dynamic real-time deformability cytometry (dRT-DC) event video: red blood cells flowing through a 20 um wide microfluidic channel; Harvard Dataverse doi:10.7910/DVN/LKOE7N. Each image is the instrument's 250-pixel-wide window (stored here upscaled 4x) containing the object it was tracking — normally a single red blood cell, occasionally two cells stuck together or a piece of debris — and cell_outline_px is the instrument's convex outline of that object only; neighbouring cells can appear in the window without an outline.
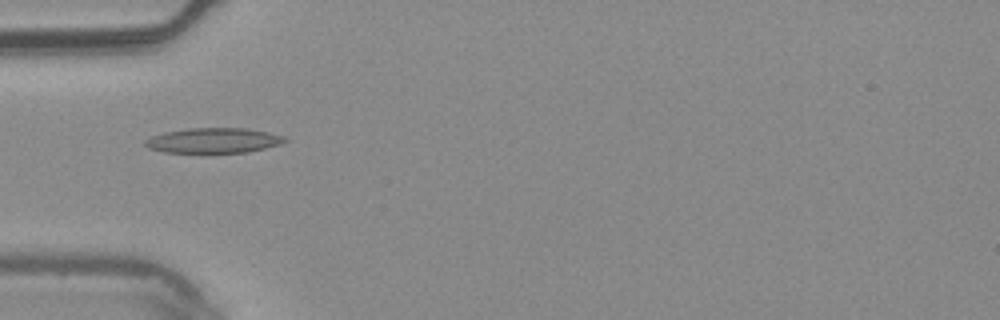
{"species": "common noctule bat (a hibernating species)", "species_latin": "Nyctalus noctula", "temperature_condition": "warm", "stored_images_in_passage": 5, "camera_frame_rate_fps": 3000, "um_per_image_px": 0.085, "animal": {"sex": "male", "body_mass_g": 20.4}, "frame": {"image": 1, "passage_image": 2, "time_ms": 0.333, "image_size_px": [1000, 320], "cell_outline_px": [[288, 140], [280, 144], [248, 152], [164, 152], [148, 148], [144, 144], [144, 140], [152, 136], [164, 132], [188, 128], [244, 128], [268, 132], [284, 136]], "centroid_in_image_um": [18.13, 11.93], "position_along_channel_um": 66.9, "area_um2": 20.29}}
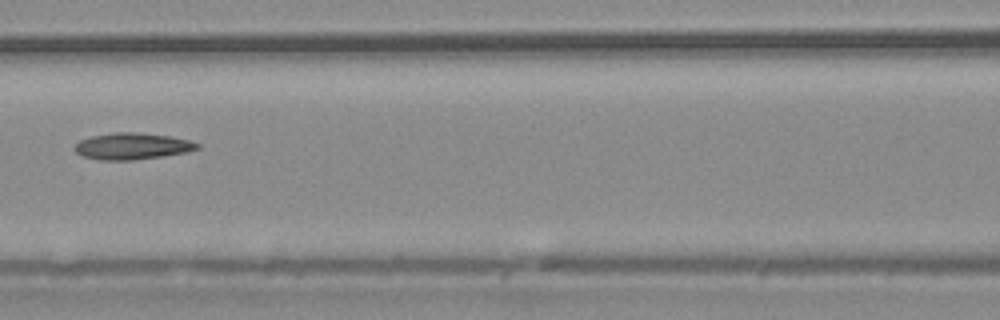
{"frame": {"image": 2, "passage_image": 4, "time_ms": 1.0, "image_size_px": [1000, 320], "cell_outline_px": [[200, 148], [188, 152], [132, 160], [100, 160], [80, 156], [72, 148], [80, 140], [92, 136], [112, 132], [136, 132], [168, 136], [188, 140], [200, 144]], "centroid_in_image_um": [11.2, 12.43], "position_along_channel_um": 155.4, "area_um2": 18.96}}
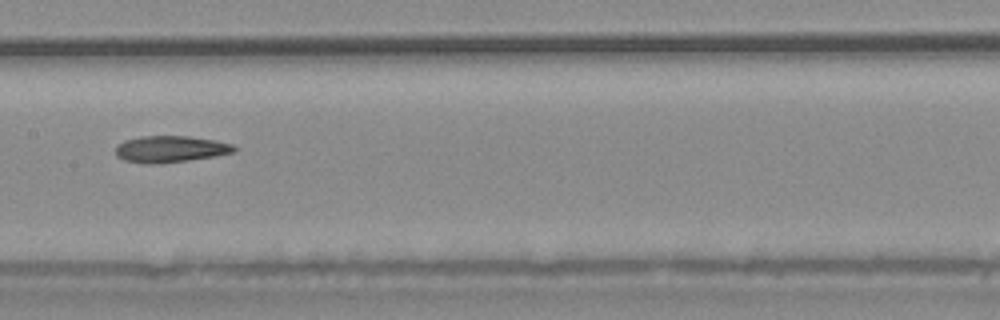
{"frame": {"image": 3, "passage_image": 5, "time_ms": 1.333, "image_size_px": [1000, 320], "cell_outline_px": [[240, 148], [236, 152], [216, 156], [160, 164], [144, 164], [124, 160], [116, 156], [116, 144], [124, 140], [140, 136], [188, 136], [216, 140], [232, 144]], "centroid_in_image_um": [14.5, 12.67], "position_along_channel_um": 192.9, "area_um2": 18.73}}